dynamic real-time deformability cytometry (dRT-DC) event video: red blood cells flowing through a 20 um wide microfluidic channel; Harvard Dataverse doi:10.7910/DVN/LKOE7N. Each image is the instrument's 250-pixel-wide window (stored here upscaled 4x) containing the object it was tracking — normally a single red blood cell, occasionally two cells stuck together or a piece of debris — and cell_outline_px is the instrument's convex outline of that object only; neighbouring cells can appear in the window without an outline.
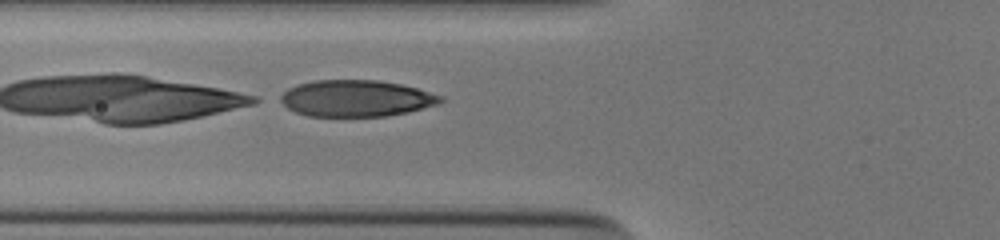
{"species": "human", "species_latin": "Homo sapiens", "temperature_condition": "cold", "stored_images_in_passage": 39, "camera_frame_rate_fps": 3000, "um_per_image_px": 0.085, "donor": {"sex": "male"}, "frame": {"image": 1, "passage_image": 14, "time_ms": 4.333, "image_size_px": [1000, 240], "cell_outline_px": [[444, 100], [440, 104], [408, 112], [388, 116], [308, 116], [296, 112], [288, 108], [276, 100], [288, 88], [296, 84], [312, 80], [380, 80], [400, 84], [416, 88], [444, 96]], "centroid_in_image_um": [30.26, 8.36], "position_along_channel_um": 95.5, "area_um2": 34.39}}
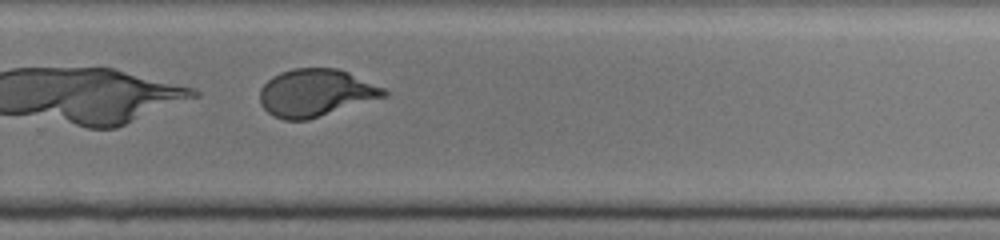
{"frame": {"image": 2, "passage_image": 30, "time_ms": 9.667, "image_size_px": [1000, 240], "cell_outline_px": [[388, 96], [308, 120], [284, 120], [272, 116], [260, 104], [260, 88], [272, 76], [280, 72], [292, 68], [336, 68], [348, 72], [384, 88], [388, 92]], "centroid_in_image_um": [26.82, 7.89], "position_along_channel_um": 303.0, "area_um2": 34.45}}
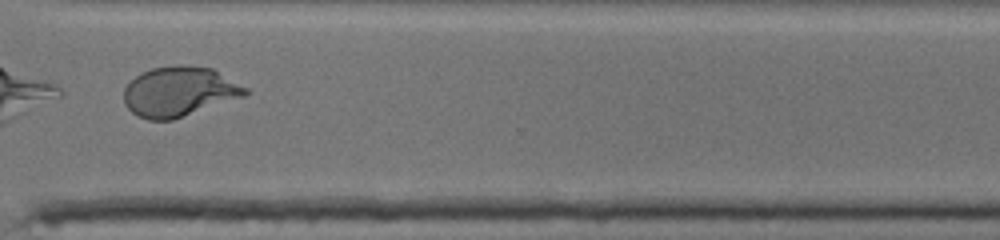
{"frame": {"image": 3, "passage_image": 34, "time_ms": 11.0, "image_size_px": [1000, 240], "cell_outline_px": [[252, 92], [244, 96], [172, 120], [148, 120], [136, 116], [124, 104], [124, 88], [140, 72], [152, 68], [176, 64], [184, 64], [212, 68], [248, 88]], "centroid_in_image_um": [15.23, 7.77], "position_along_channel_um": 355.4, "area_um2": 35.49}, "authors_computed_cell_mechanics": {"area_um2": 35.2002, "velocity_mm_per_s": 3.8915, "shape_relaxation_time_tau1_ms": 1.0684, "shape_relaxation_time_tau2_ms": null, "deformation_change_tau1": 0.3416, "deformation_change_tau2": null}}